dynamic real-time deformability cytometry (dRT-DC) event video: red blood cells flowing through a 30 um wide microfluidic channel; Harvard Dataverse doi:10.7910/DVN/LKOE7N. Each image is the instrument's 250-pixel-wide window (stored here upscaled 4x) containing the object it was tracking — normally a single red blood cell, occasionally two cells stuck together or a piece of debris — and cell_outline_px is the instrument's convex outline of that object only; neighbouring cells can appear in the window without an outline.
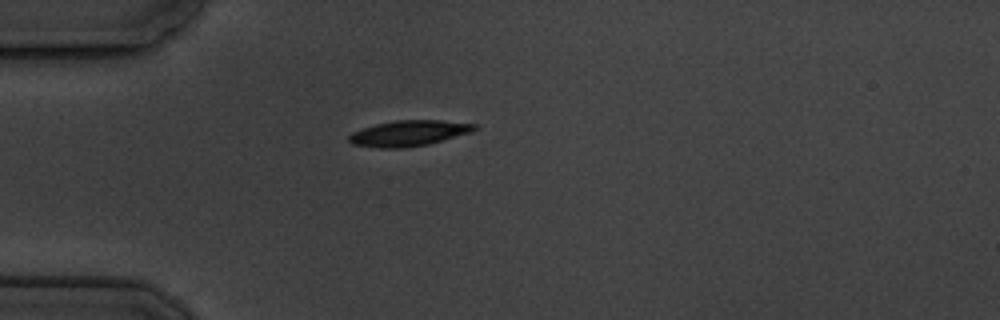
{"species": "common noctule bat (a hibernating species)", "species_latin": "Nyctalus noctula", "temperature_condition": "cold", "stored_images_in_passage": 1, "camera_frame_rate_fps": 3000, "um_per_image_px": 0.085, "animal": {"sex": "male", "body_mass_g": 19.5, "forearm_length_mm": 54.6}, "frame": {"image": 1, "passage_image": 1, "time_ms": 0.0, "image_size_px": [1000, 320], "cell_outline_px": [[476, 128], [472, 132], [428, 144], [404, 148], [380, 148], [352, 144], [348, 140], [348, 136], [352, 132], [376, 124], [396, 120], [440, 120], [476, 124]], "centroid_in_image_um": [34.73, 11.33], "position_along_channel_um": 50.3, "area_um2": 18.67}}